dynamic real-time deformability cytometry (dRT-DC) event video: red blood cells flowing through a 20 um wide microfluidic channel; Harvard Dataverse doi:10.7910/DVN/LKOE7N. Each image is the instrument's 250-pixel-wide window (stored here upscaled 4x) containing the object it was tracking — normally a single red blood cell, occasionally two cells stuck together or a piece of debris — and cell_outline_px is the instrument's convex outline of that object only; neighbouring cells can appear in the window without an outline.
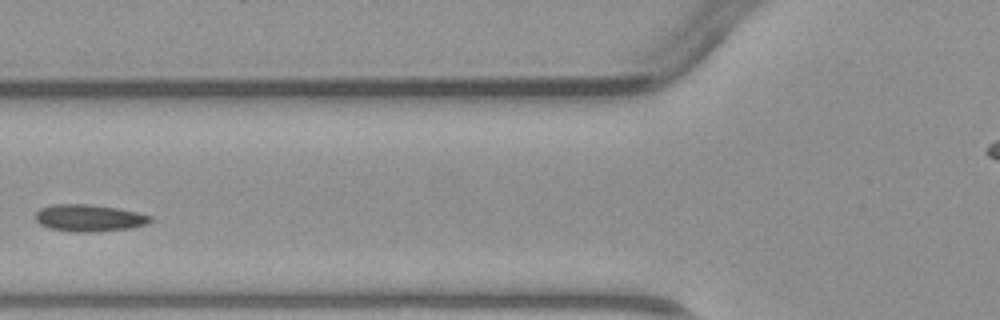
{"species": "common noctule bat (a hibernating species)", "species_latin": "Nyctalus noctula", "temperature_condition": "warm", "stored_images_in_passage": 3, "camera_frame_rate_fps": 3000, "um_per_image_px": 0.085, "animal": {"sex": "male", "body_mass_g": 23.1, "forearm_length_mm": 52.7}, "frame": {"image": 1, "passage_image": 3, "time_ms": 2.333, "image_size_px": [1000, 320], "cell_outline_px": [[152, 220], [148, 224], [132, 228], [92, 232], [72, 232], [52, 228], [40, 224], [36, 220], [36, 212], [40, 208], [52, 204], [88, 204], [120, 208], [152, 216]], "centroid_in_image_um": [7.6, 18.52], "position_along_channel_um": 118.2, "area_um2": 18.15}}